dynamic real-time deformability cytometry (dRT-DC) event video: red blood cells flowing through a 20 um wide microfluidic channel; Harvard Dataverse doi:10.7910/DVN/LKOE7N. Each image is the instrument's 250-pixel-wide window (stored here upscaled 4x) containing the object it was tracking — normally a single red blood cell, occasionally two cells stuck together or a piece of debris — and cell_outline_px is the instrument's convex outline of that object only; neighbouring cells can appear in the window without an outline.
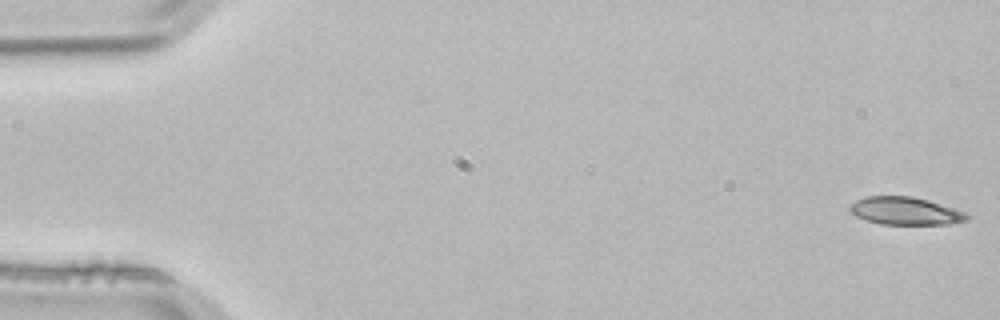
{"species": "common noctule bat (a hibernating species)", "species_latin": "Nyctalus noctula", "temperature_condition": "room temperature", "stored_images_in_passage": 4, "segment_of_instrument_passage": [1, 2], "camera_frame_rate_fps": 3000, "um_per_image_px": 0.085, "animal": {"sex": "male", "body_mass_g": 21.5, "forearm_length_mm": 52.0}, "frame": {"image": 1, "passage_image": 1, "time_ms": 0.0, "image_size_px": [1000, 320], "cell_outline_px": [[968, 220], [948, 224], [880, 224], [856, 216], [848, 208], [856, 200], [864, 196], [912, 196], [928, 200], [964, 212], [968, 216]], "centroid_in_image_um": [76.93, 17.92], "position_along_channel_um": 8.1, "area_um2": 18.67}}